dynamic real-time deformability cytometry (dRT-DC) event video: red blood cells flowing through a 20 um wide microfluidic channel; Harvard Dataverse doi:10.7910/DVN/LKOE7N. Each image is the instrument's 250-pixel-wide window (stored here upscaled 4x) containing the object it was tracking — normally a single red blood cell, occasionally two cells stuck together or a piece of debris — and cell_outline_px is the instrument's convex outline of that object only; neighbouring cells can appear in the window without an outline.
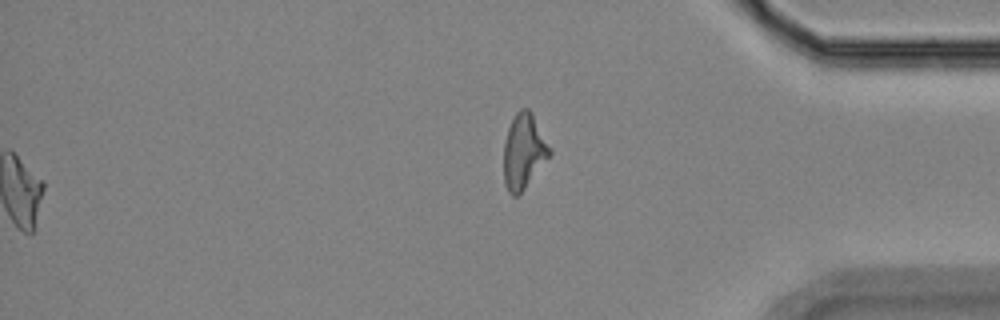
{"species": "Egyptian fruit bat (a non-hibernating species)", "species_latin": "Rousettus aegyptiacus", "temperature_condition": "room temperature", "stored_images_in_passage": 46, "segment_of_instrument_passage": [2, 2], "camera_frame_rate_fps": 3000, "um_per_image_px": 0.085, "animal": {"sex": "female"}, "frame": {"image": 1, "passage_image": 46, "time_ms": 15.0, "image_size_px": [1000, 320], "cell_outline_px": [[552, 152], [524, 188], [516, 196], [512, 196], [508, 192], [504, 184], [504, 144], [508, 128], [516, 112], [520, 108], [528, 108], [532, 112]], "centroid_in_image_um": [44.49, 12.85], "position_along_channel_um": 390.7, "area_um2": 19.65}}